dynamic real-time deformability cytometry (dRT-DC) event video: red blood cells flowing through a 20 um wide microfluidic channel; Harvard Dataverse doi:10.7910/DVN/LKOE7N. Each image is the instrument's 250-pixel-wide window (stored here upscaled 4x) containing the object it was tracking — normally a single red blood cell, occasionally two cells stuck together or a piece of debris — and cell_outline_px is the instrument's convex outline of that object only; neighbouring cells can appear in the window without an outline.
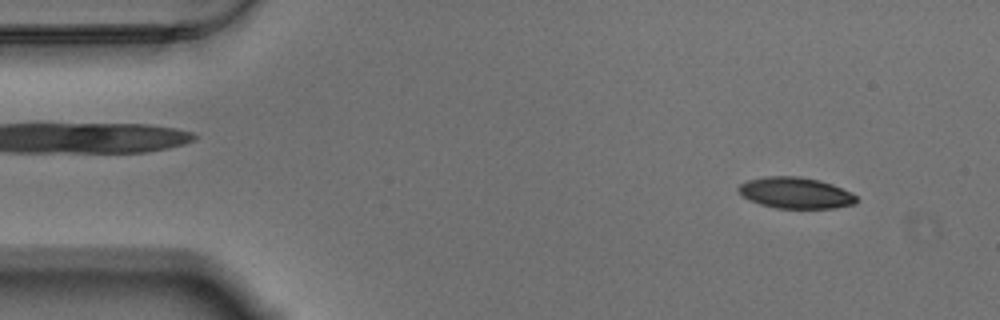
{"species": "Egyptian fruit bat (a non-hibernating species)", "species_latin": "Rousettus aegyptiacus", "temperature_condition": "warm", "stored_images_in_passage": 57, "camera_frame_rate_fps": 3000, "um_per_image_px": 0.085, "animal": {"sex": "male"}, "frame": {"image": 1, "passage_image": 5, "time_ms": 1.333, "image_size_px": [1000, 320], "cell_outline_px": [[860, 200], [856, 204], [836, 208], [776, 208], [760, 204], [744, 196], [736, 188], [740, 184], [748, 180], [764, 176], [800, 176], [820, 180], [832, 184], [852, 192]], "centroid_in_image_um": [67.68, 16.39], "position_along_channel_um": 17.3, "area_um2": 21.56}}
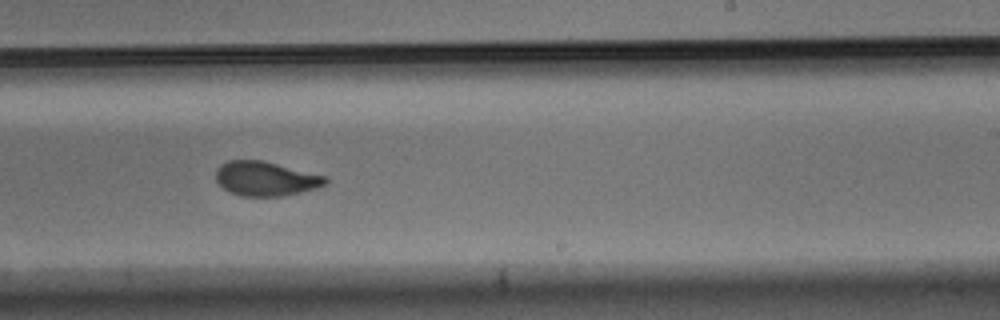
{"frame": {"image": 2, "passage_image": 34, "time_ms": 11.0, "image_size_px": [1000, 320], "cell_outline_px": [[328, 184], [316, 188], [284, 196], [240, 196], [228, 192], [216, 180], [216, 168], [220, 164], [228, 160], [260, 160], [328, 176]], "centroid_in_image_um": [22.58, 15.19], "position_along_channel_um": 266.4, "area_um2": 22.08}}
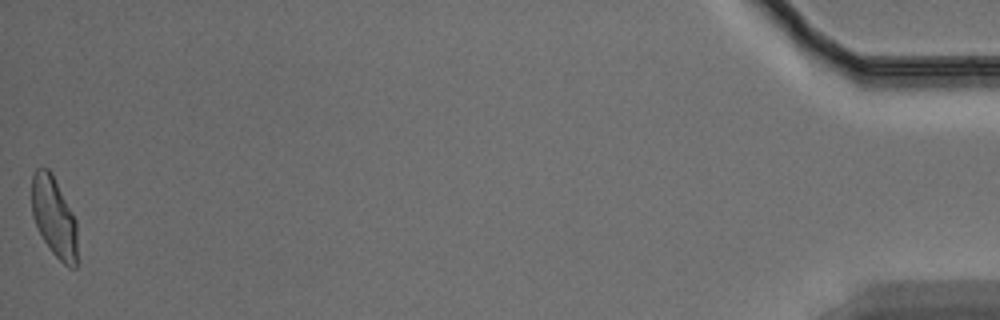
{"frame": {"image": 3, "passage_image": 57, "time_ms": 18.667, "image_size_px": [1000, 320], "cell_outline_px": [[76, 268], [68, 268], [52, 252], [44, 240], [32, 216], [32, 176], [36, 168], [48, 168], [52, 172], [76, 220]], "centroid_in_image_um": [4.59, 18.42], "position_along_channel_um": 430.6, "area_um2": 21.1}, "authors_computed_cell_mechanics": {"area_um2": 22.3108, "velocity_mm_per_s": 3.4671, "shape_relaxation_time_tau1_ms": 5.5832, "shape_relaxation_time_tau2_ms": 1.361, "deformation_change_tau1": 0.1779, "deformation_change_tau2": 0.0685}}